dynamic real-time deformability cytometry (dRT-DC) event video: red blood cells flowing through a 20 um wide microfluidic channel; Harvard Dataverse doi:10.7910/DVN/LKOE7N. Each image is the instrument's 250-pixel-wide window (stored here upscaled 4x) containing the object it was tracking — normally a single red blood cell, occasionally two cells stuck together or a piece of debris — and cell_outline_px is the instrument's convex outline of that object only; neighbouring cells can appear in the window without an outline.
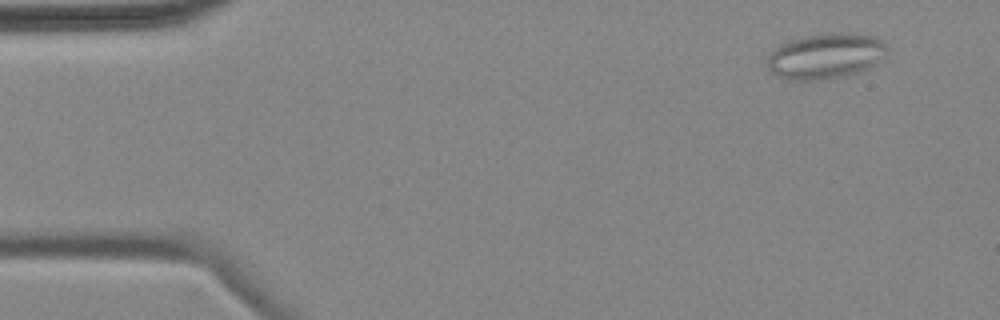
{"species": "common noctule bat (a hibernating species)", "species_latin": "Nyctalus noctula", "temperature_condition": "cold", "stored_images_in_passage": 14, "segment_of_instrument_passage": [1, 2], "camera_frame_rate_fps": 3000, "um_per_image_px": 0.085, "animal": {"sex": "female", "body_mass_g": 18.4}, "frame": {"image": 1, "passage_image": 1, "time_ms": 0.0, "image_size_px": [1000, 320], "cell_outline_px": [[888, 52], [872, 68], [860, 72], [844, 76], [816, 80], [788, 80], [776, 76], [768, 68], [768, 56], [772, 48], [788, 40], [804, 36], [824, 32], [856, 32], [876, 36], [884, 40], [888, 48]], "centroid_in_image_um": [70.22, 4.73], "position_along_channel_um": 14.8, "area_um2": 32.77}}